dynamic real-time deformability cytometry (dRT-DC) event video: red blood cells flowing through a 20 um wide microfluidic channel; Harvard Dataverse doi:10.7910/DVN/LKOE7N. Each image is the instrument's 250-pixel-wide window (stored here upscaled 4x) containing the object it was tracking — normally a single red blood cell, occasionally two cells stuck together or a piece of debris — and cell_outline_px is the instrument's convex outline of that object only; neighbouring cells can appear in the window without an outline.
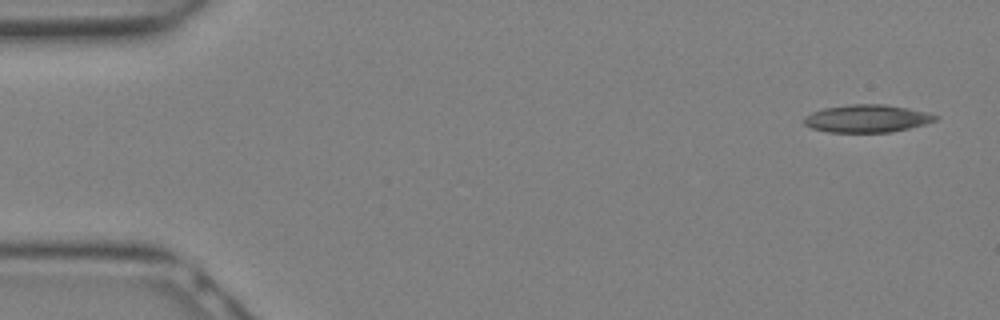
{"species": "Egyptian fruit bat (a non-hibernating species)", "species_latin": "Rousettus aegyptiacus", "temperature_condition": "warm", "stored_images_in_passage": 11, "camera_frame_rate_fps": 3000, "um_per_image_px": 0.085, "animal": {"sex": "female"}, "frame": {"image": 1, "passage_image": 1, "time_ms": 0.0, "image_size_px": [1000, 320], "cell_outline_px": [[940, 116], [936, 120], [924, 124], [892, 132], [828, 132], [812, 128], [804, 124], [804, 116], [812, 112], [824, 108], [848, 104], [888, 104], [908, 108]], "centroid_in_image_um": [73.68, 10.07], "position_along_channel_um": 11.3, "area_um2": 21.15}}